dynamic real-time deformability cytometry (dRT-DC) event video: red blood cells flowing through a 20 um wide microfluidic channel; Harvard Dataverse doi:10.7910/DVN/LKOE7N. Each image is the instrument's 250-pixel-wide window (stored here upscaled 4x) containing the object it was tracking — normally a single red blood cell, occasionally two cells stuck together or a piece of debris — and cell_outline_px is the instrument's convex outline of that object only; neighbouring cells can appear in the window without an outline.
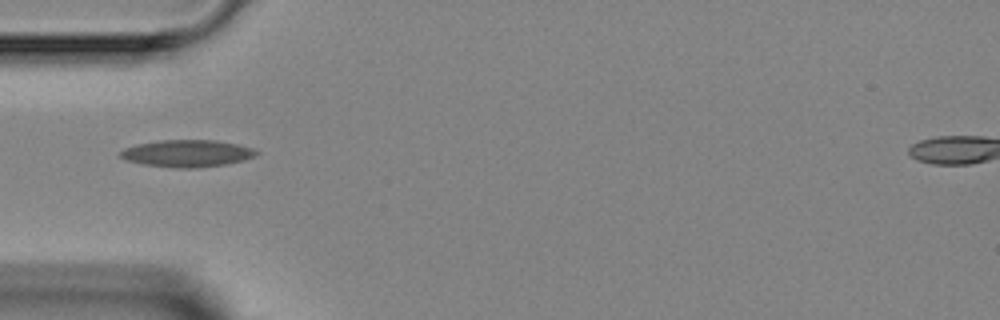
{"species": "Egyptian fruit bat (a non-hibernating species)", "species_latin": "Rousettus aegyptiacus", "temperature_condition": "room temperature", "stored_images_in_passage": 4, "camera_frame_rate_fps": 3000, "um_per_image_px": 0.085, "animal": {"sex": "female"}, "frame": {"image": 1, "passage_image": 3, "time_ms": 3.333, "image_size_px": [1000, 320], "cell_outline_px": [[260, 152], [256, 156], [244, 160], [224, 164], [196, 168], [172, 168], [144, 164], [124, 160], [120, 156], [120, 152], [124, 148], [136, 144], [160, 140], [216, 140], [236, 144], [252, 148]], "centroid_in_image_um": [15.89, 13.04], "position_along_channel_um": 69.1, "area_um2": 21.5}}
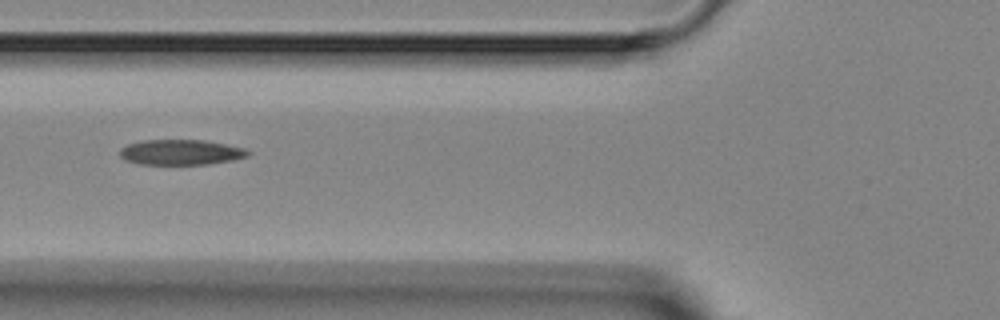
{"frame": {"image": 2, "passage_image": 4, "time_ms": 4.333, "image_size_px": [1000, 320], "cell_outline_px": [[252, 152], [248, 156], [232, 160], [208, 164], [140, 164], [124, 160], [120, 156], [120, 148], [128, 144], [140, 140], [204, 140], [244, 148]], "centroid_in_image_um": [15.35, 12.94], "position_along_channel_um": 110.4, "area_um2": 18.9}}